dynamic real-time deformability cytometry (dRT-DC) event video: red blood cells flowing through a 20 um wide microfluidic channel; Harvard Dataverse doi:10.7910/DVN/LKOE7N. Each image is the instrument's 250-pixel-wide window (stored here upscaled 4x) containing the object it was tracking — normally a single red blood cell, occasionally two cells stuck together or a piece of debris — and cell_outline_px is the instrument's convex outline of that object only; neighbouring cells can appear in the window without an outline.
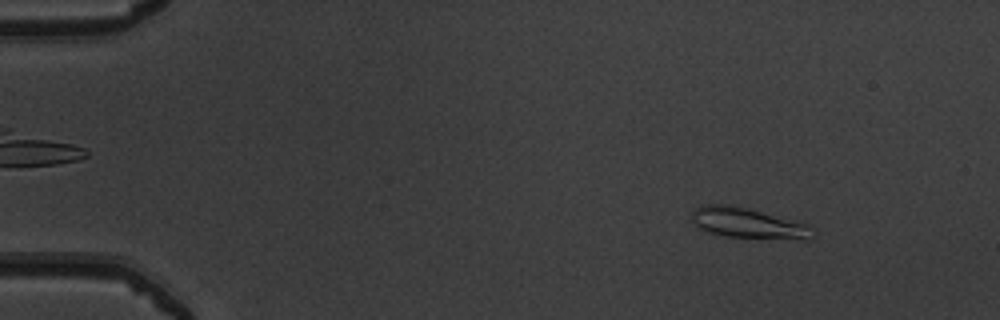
{"species": "common noctule bat (a hibernating species)", "species_latin": "Nyctalus noctula", "temperature_condition": "warm", "stored_images_in_passage": 37, "camera_frame_rate_fps": 3000, "um_per_image_px": 0.085, "animal": {"sex": "male", "body_mass_g": 19.5, "forearm_length_mm": 54.6}, "frame": {"image": 1, "passage_image": 6, "time_ms": 1.667, "image_size_px": [1000, 320], "cell_outline_px": [[816, 236], [812, 240], [808, 240], [724, 236], [708, 232], [700, 228], [692, 220], [692, 212], [696, 208], [704, 204], [728, 204], [808, 224], [812, 228]], "centroid_in_image_um": [63.62, 18.99], "position_along_channel_um": 21.4, "area_um2": 21.27}}
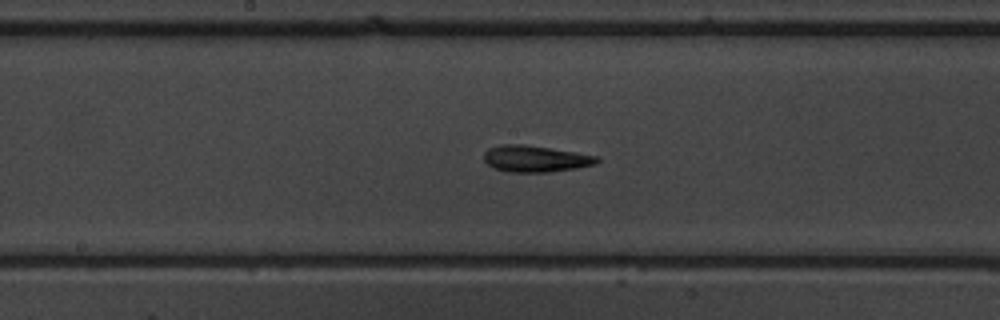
{"frame": {"image": 2, "passage_image": 27, "time_ms": 8.667, "image_size_px": [1000, 320], "cell_outline_px": [[600, 160], [596, 164], [576, 168], [548, 172], [508, 172], [496, 168], [488, 164], [484, 160], [484, 152], [488, 148], [500, 144], [524, 144], [576, 152], [600, 156]], "centroid_in_image_um": [45.53, 13.48], "position_along_channel_um": 202.7, "area_um2": 17.51}}
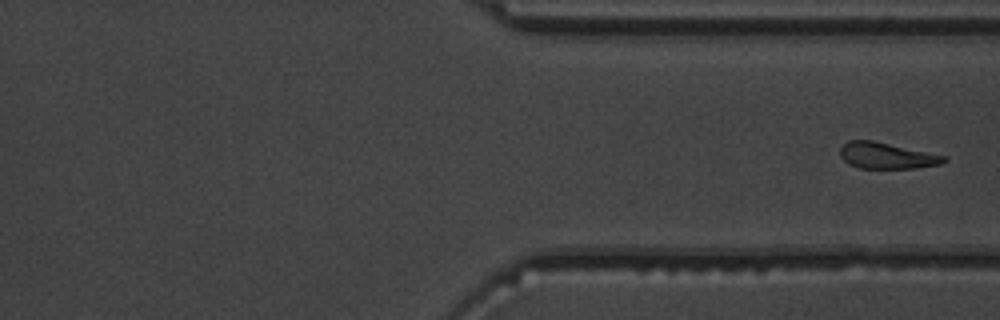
{"frame": {"image": 3, "passage_image": 37, "time_ms": 12.0, "image_size_px": [1000, 320], "cell_outline_px": [[948, 160], [940, 164], [916, 168], [856, 168], [848, 164], [840, 156], [840, 148], [848, 140], [872, 140], [948, 156]], "centroid_in_image_um": [75.37, 13.23], "position_along_channel_um": 336.0, "area_um2": 15.95}}